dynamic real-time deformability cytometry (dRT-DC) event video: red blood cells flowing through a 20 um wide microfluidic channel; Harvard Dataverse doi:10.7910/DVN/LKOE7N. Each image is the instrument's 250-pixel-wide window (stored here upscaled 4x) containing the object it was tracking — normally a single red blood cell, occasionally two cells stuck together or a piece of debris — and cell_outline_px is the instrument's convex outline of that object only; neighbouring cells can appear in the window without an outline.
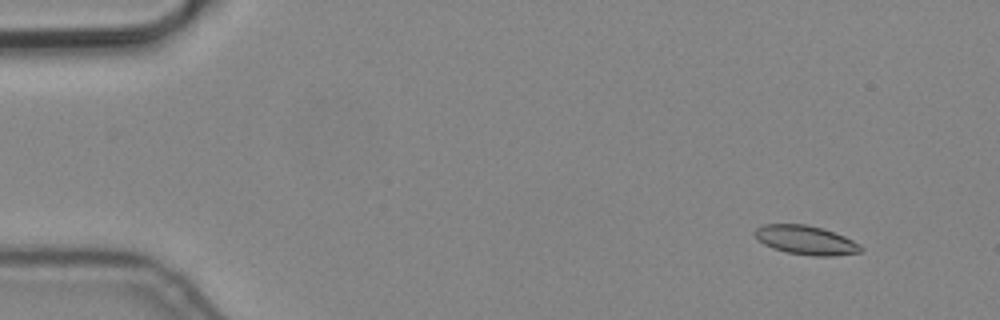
{"species": "common noctule bat (a hibernating species)", "species_latin": "Nyctalus noctula", "temperature_condition": "cold", "stored_images_in_passage": 5, "camera_frame_rate_fps": 3000, "um_per_image_px": 0.085, "animal": {"sex": "male", "body_mass_g": 19.2, "forearm_length_mm": 51.8}, "frame": {"image": 1, "passage_image": 2, "time_ms": 0.333, "image_size_px": [1000, 320], "cell_outline_px": [[864, 248], [860, 252], [832, 256], [816, 256], [788, 252], [772, 248], [756, 240], [752, 232], [756, 228], [764, 224], [804, 224], [824, 228], [844, 236], [860, 244]], "centroid_in_image_um": [68.47, 20.4], "position_along_channel_um": 16.5, "area_um2": 18.03}}
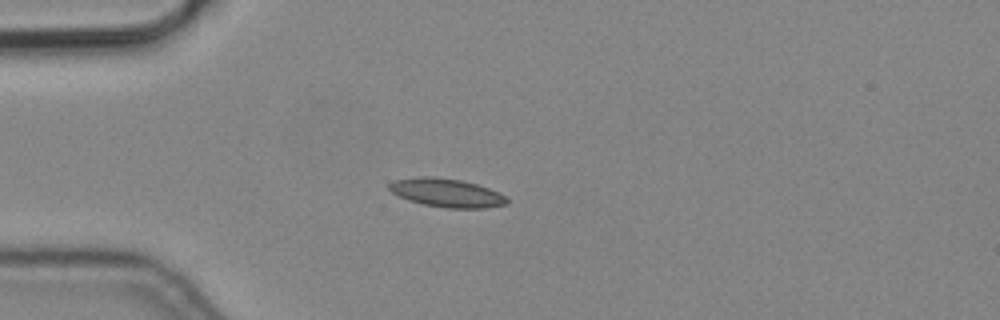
{"frame": {"image": 2, "passage_image": 5, "time_ms": 1.333, "image_size_px": [1000, 320], "cell_outline_px": [[508, 204], [484, 208], [448, 208], [424, 204], [408, 200], [392, 192], [388, 188], [388, 184], [392, 180], [420, 176], [432, 176], [460, 180], [476, 184], [488, 188], [504, 196], [508, 200]], "centroid_in_image_um": [37.93, 16.38], "position_along_channel_um": 47.1, "area_um2": 19.42}}